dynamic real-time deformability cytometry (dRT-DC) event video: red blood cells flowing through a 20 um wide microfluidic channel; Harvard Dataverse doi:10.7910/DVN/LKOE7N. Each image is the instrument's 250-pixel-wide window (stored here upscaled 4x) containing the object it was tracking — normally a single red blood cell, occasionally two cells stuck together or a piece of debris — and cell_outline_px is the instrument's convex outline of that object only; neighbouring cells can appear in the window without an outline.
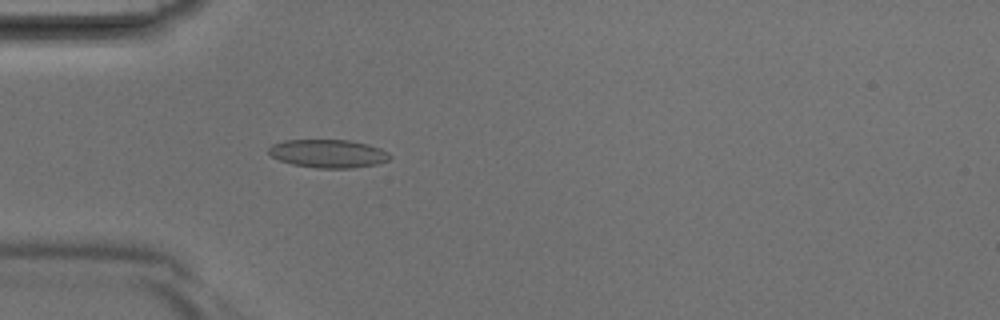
{"species": "Egyptian fruit bat (a non-hibernating species)", "species_latin": "Rousettus aegyptiacus", "temperature_condition": "room temperature", "stored_images_in_passage": 14, "camera_frame_rate_fps": 3000, "um_per_image_px": 0.085, "animal": {"sex": "male"}, "frame": {"image": 1, "passage_image": 1, "time_ms": 0.0, "image_size_px": [1000, 320], "cell_outline_px": [[392, 156], [388, 160], [376, 164], [352, 168], [316, 168], [292, 164], [280, 160], [272, 156], [268, 152], [268, 148], [272, 144], [284, 140], [348, 140], [368, 144], [380, 148], [388, 152]], "centroid_in_image_um": [27.89, 13.05], "position_along_channel_um": 57.1, "area_um2": 19.94}}